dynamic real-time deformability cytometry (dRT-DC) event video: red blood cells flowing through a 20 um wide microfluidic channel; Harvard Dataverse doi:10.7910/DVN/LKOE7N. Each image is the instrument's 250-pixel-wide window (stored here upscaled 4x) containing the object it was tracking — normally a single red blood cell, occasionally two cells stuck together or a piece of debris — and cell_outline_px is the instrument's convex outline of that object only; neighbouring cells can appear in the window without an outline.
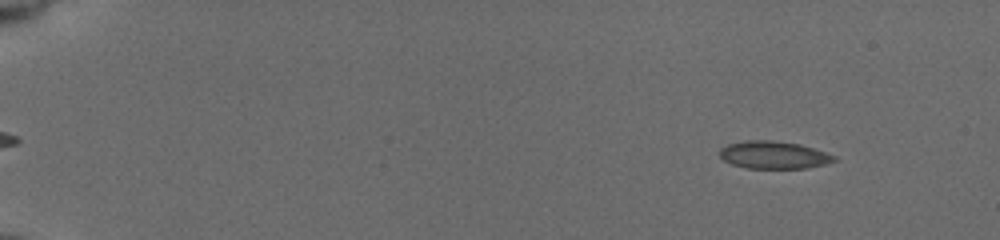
{"species": "common noctule bat (a hibernating species)", "species_latin": "Nyctalus noctula", "temperature_condition": "cold", "stored_images_in_passage": 56, "camera_frame_rate_fps": 3000, "um_per_image_px": 0.085, "animal": {"sex": "female", "body_mass_g": 19.5, "forearm_length_mm": 54.1}, "frame": {"image": 1, "passage_image": 6, "time_ms": 1.667, "image_size_px": [1000, 240], "cell_outline_px": [[836, 160], [824, 164], [808, 168], [748, 168], [732, 164], [724, 160], [720, 156], [720, 148], [728, 144], [748, 140], [772, 140], [800, 144], [836, 156]], "centroid_in_image_um": [65.75, 13.17], "position_along_channel_um": 19.2, "area_um2": 18.21}}
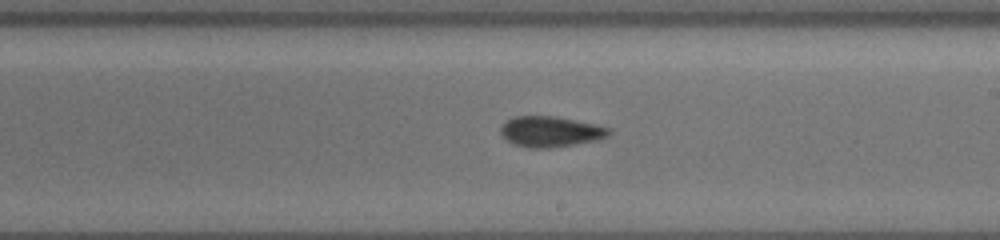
{"frame": {"image": 2, "passage_image": 35, "time_ms": 11.333, "image_size_px": [1000, 240], "cell_outline_px": [[612, 132], [608, 136], [596, 140], [548, 148], [528, 148], [512, 144], [500, 132], [500, 128], [508, 120], [516, 116], [552, 116], [592, 124], [608, 128]], "centroid_in_image_um": [46.75, 11.2], "position_along_channel_um": 242.2, "area_um2": 18.84}}
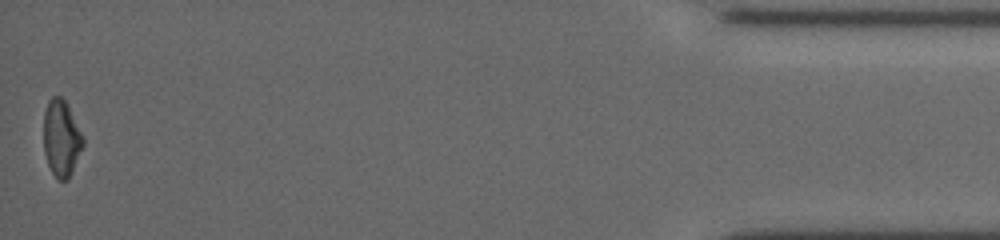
{"frame": {"image": 3, "passage_image": 56, "time_ms": 18.333, "image_size_px": [1000, 240], "cell_outline_px": [[84, 144], [72, 172], [68, 180], [56, 180], [48, 164], [44, 152], [44, 112], [48, 100], [52, 96], [60, 96], [68, 104], [84, 136]], "centroid_in_image_um": [5.23, 11.74], "position_along_channel_um": 430.0, "area_um2": 17.8}, "authors_computed_cell_mechanics": {"area_um2": 18.6116, "velocity_mm_per_s": 3.757, "shape_relaxation_time_tau1_ms": 2.7891, "shape_relaxation_time_tau2_ms": 3.7472, "deformation_change_tau1": 0.0901, "deformation_change_tau2": 0.0949}}